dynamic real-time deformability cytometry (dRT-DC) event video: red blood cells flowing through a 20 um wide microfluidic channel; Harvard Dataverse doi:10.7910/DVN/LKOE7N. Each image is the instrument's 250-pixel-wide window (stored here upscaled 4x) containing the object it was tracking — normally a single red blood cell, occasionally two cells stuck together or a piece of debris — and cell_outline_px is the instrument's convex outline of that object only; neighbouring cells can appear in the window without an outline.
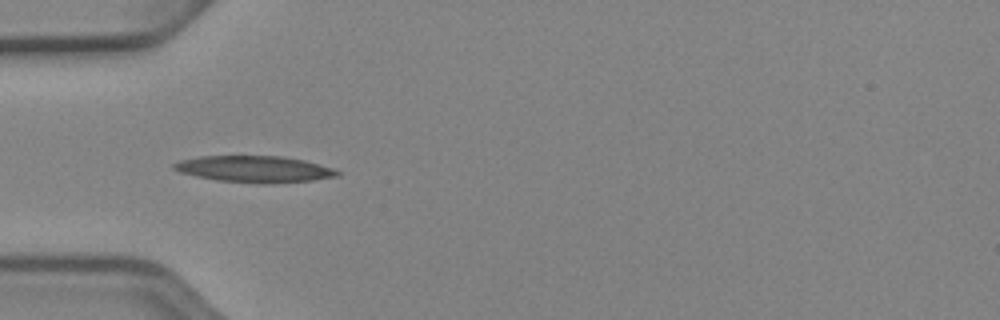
{"species": "Egyptian fruit bat (a non-hibernating species)", "species_latin": "Rousettus aegyptiacus", "temperature_condition": "cold", "stored_images_in_passage": 36, "camera_frame_rate_fps": 3000, "um_per_image_px": 0.085, "animal": {"sex": "female"}, "frame": {"image": 1, "passage_image": 1, "time_ms": 0.0, "image_size_px": [1000, 320], "cell_outline_px": [[340, 176], [312, 180], [264, 184], [216, 180], [196, 176], [180, 172], [172, 168], [172, 164], [180, 160], [200, 156], [280, 156], [304, 160], [332, 168], [340, 172]], "centroid_in_image_um": [21.61, 14.37], "position_along_channel_um": 63.4, "area_um2": 25.14}}
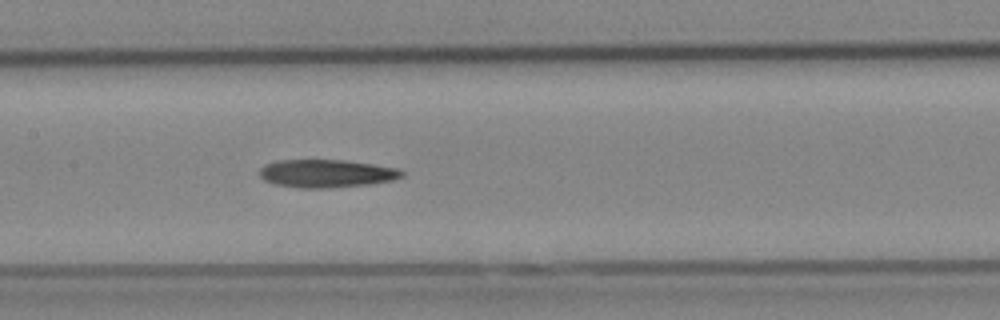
{"frame": {"image": 2, "passage_image": 10, "time_ms": 3.0, "image_size_px": [1000, 320], "cell_outline_px": [[404, 176], [392, 180], [368, 184], [324, 188], [300, 188], [276, 184], [264, 180], [260, 176], [260, 168], [264, 164], [276, 160], [344, 160], [400, 168], [404, 172]], "centroid_in_image_um": [27.74, 14.74], "position_along_channel_um": 179.7, "area_um2": 23.18}}
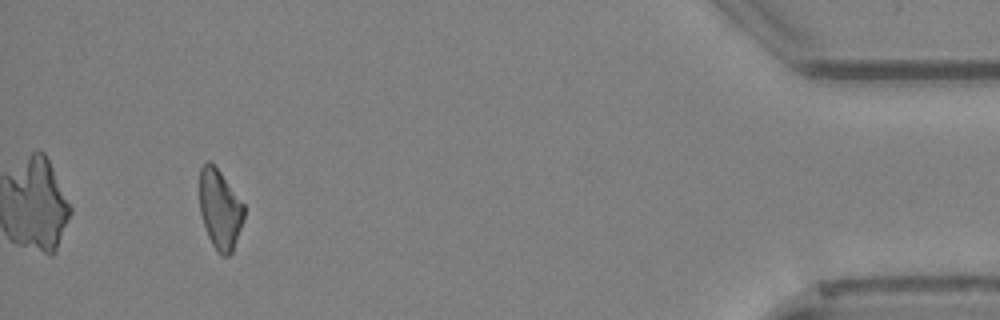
{"frame": {"image": 3, "passage_image": 33, "time_ms": 10.667, "image_size_px": [1000, 320], "cell_outline_px": [[244, 220], [232, 252], [228, 256], [220, 256], [216, 252], [208, 236], [200, 212], [200, 168], [208, 160], [220, 172], [244, 204]], "centroid_in_image_um": [18.7, 17.83], "position_along_channel_um": 416.5, "area_um2": 20.52}}